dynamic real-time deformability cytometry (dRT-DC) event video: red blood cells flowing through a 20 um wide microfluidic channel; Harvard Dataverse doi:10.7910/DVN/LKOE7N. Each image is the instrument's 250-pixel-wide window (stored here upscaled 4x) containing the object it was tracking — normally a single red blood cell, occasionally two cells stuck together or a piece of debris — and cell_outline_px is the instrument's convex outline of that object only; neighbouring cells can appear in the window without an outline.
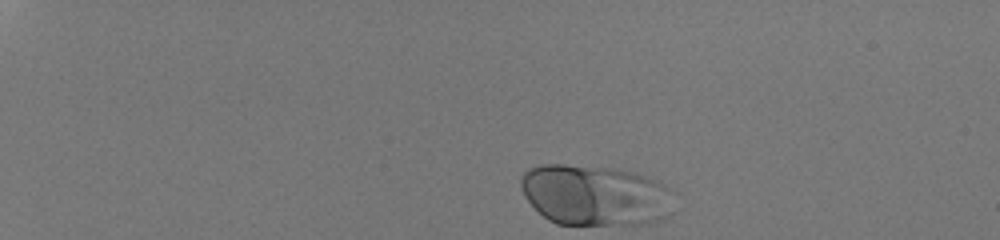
{"species": "human", "species_latin": "Homo sapiens", "temperature_condition": "room temperature", "stored_images_in_passage": 36, "camera_frame_rate_fps": 3000, "um_per_image_px": 0.085, "donor": {"sex": "male"}, "frame": {"image": 1, "passage_image": 1, "time_ms": 0.0, "image_size_px": [1000, 240], "cell_outline_px": [[668, 188], [664, 216], [660, 220], [640, 224], [556, 224], [548, 220], [524, 196], [520, 184], [520, 176], [528, 168], [540, 164], [564, 164], [612, 168], [636, 172], [656, 180]], "centroid_in_image_um": [50.44, 16.56], "position_along_channel_um": 34.6, "area_um2": 53.35}}
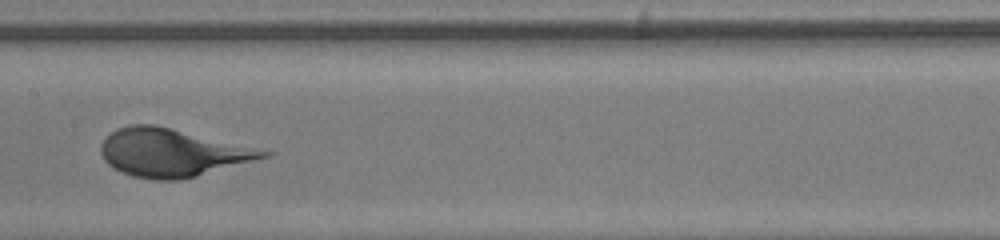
{"frame": {"image": 2, "passage_image": 21, "time_ms": 6.667, "image_size_px": [1000, 240], "cell_outline_px": [[276, 152], [272, 156], [196, 176], [180, 180], [152, 180], [132, 176], [120, 172], [112, 168], [104, 160], [100, 152], [100, 144], [116, 128], [132, 124], [156, 124]], "centroid_in_image_um": [14.64, 12.97], "position_along_channel_um": 192.8, "area_um2": 45.78}}
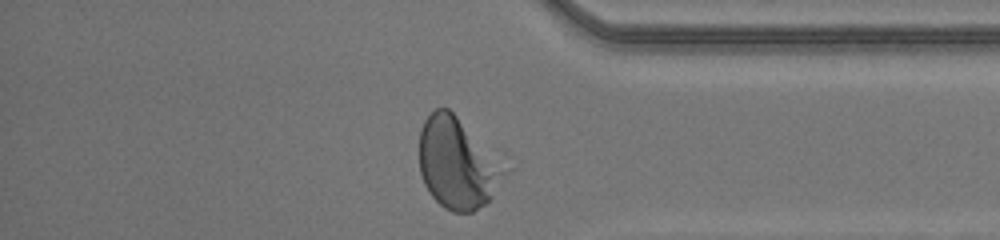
{"frame": {"image": 3, "passage_image": 36, "time_ms": 11.667, "image_size_px": [1000, 240], "cell_outline_px": [[496, 172], [492, 196], [484, 204], [472, 212], [452, 212], [444, 208], [428, 192], [424, 184], [420, 172], [420, 128], [424, 120], [436, 108], [448, 108], [456, 116]], "centroid_in_image_um": [38.56, 13.94], "position_along_channel_um": 396.6, "area_um2": 40.46}}